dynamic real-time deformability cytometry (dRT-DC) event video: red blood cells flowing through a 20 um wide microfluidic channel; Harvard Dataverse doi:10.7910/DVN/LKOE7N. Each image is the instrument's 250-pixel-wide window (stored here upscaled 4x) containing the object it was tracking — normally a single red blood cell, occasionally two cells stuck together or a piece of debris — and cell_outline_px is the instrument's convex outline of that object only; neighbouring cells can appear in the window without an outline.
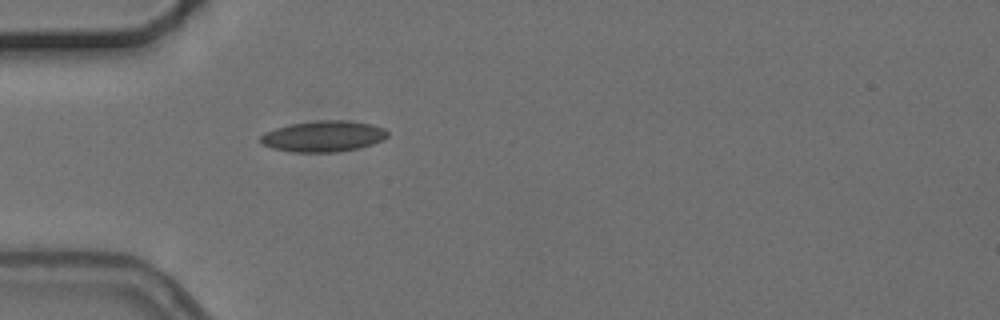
{"species": "common noctule bat (a hibernating species)", "species_latin": "Nyctalus noctula", "temperature_condition": "cold", "stored_images_in_passage": 4, "camera_frame_rate_fps": 3000, "um_per_image_px": 0.085, "animal": {"sex": "female", "body_mass_g": 24.6, "forearm_length_mm": 56.2}, "frame": {"image": 1, "passage_image": 4, "time_ms": 4.667, "image_size_px": [1000, 320], "cell_outline_px": [[388, 136], [384, 140], [372, 144], [356, 148], [336, 152], [292, 152], [272, 148], [264, 144], [260, 140], [260, 136], [264, 132], [288, 124], [316, 120], [348, 120], [372, 124], [384, 128], [388, 132]], "centroid_in_image_um": [27.49, 11.57], "position_along_channel_um": 57.5, "area_um2": 23.06}}